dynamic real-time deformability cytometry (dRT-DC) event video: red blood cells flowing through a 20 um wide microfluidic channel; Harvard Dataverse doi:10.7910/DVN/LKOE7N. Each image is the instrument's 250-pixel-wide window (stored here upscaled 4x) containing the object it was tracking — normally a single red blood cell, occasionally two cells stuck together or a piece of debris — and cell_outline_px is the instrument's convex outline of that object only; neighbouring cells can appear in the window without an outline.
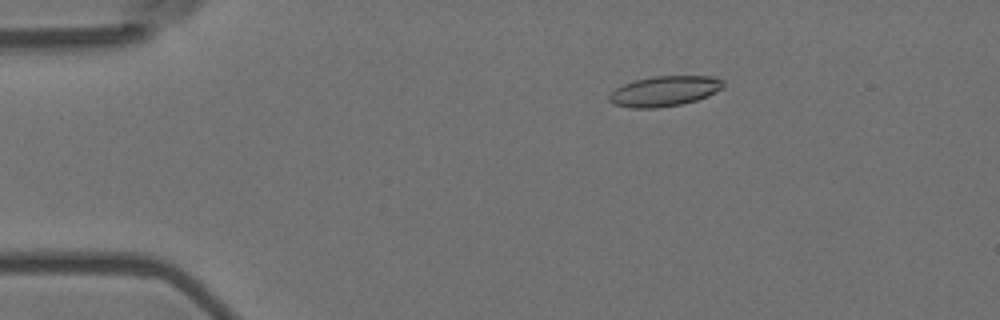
{"species": "Egyptian fruit bat (a non-hibernating species)", "species_latin": "Rousettus aegyptiacus", "temperature_condition": "room temperature", "stored_images_in_passage": 25, "camera_frame_rate_fps": 3000, "um_per_image_px": 0.085, "animal": {"sex": "female"}, "frame": {"image": 1, "passage_image": 4, "time_ms": 1.0, "image_size_px": [1000, 320], "cell_outline_px": [[724, 88], [708, 96], [696, 100], [680, 104], [656, 108], [628, 108], [612, 104], [608, 100], [608, 96], [616, 88], [624, 84], [636, 80], [656, 76], [712, 76], [724, 80]], "centroid_in_image_um": [56.49, 7.75], "position_along_channel_um": 28.5, "area_um2": 20.17}}
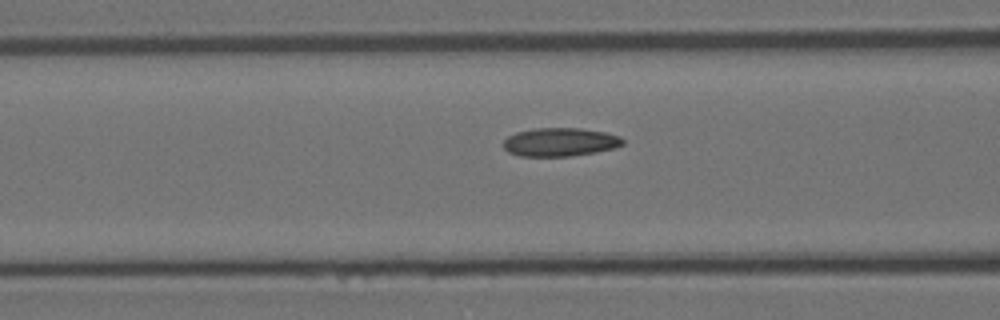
{"frame": {"image": 2, "passage_image": 16, "time_ms": 5.0, "image_size_px": [1000, 320], "cell_outline_px": [[624, 144], [616, 148], [596, 152], [572, 156], [520, 156], [508, 152], [504, 148], [504, 140], [508, 136], [516, 132], [536, 128], [580, 128], [608, 132], [620, 136], [624, 140]], "centroid_in_image_um": [47.65, 12.07], "position_along_channel_um": 119.0, "area_um2": 20.0}}
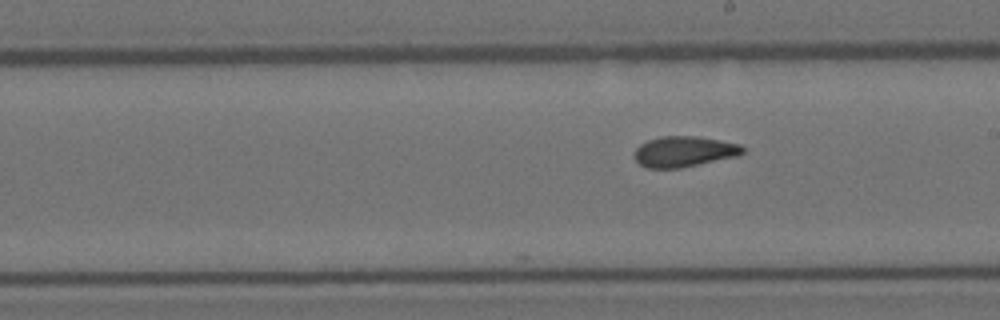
{"frame": {"image": 3, "passage_image": 25, "time_ms": 8.0, "image_size_px": [1000, 320], "cell_outline_px": [[744, 152], [740, 156], [680, 168], [648, 168], [640, 164], [636, 160], [636, 148], [640, 144], [648, 140], [660, 136], [696, 136], [720, 140], [740, 144], [744, 148]], "centroid_in_image_um": [58.19, 12.88], "position_along_channel_um": 230.8, "area_um2": 19.36}}